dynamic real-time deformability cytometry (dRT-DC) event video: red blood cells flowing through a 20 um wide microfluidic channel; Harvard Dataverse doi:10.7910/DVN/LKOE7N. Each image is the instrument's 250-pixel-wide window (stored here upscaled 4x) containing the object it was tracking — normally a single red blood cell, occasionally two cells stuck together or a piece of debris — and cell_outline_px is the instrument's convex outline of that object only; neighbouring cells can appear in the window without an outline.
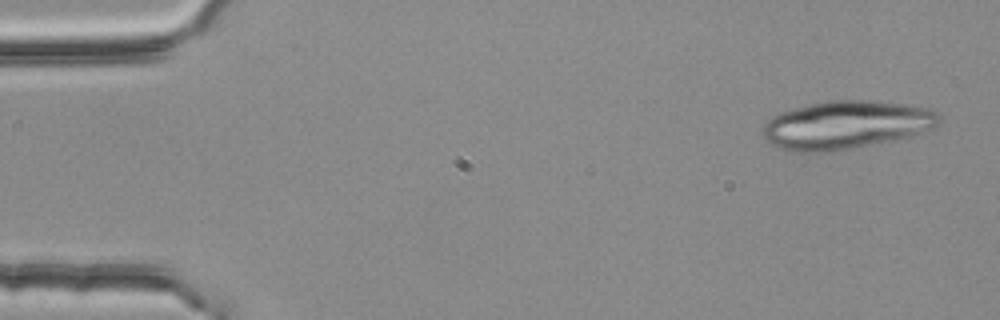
{"species": "common noctule bat (a hibernating species)", "species_latin": "Nyctalus noctula", "temperature_condition": "room temperature", "stored_images_in_passage": 4, "camera_frame_rate_fps": 3000, "um_per_image_px": 0.085, "animal": {"sex": "female", "body_mass_g": 25.1}, "frame": {"image": 1, "passage_image": 1, "time_ms": 0.0, "image_size_px": [1000, 320], "cell_outline_px": [[940, 120], [932, 128], [904, 140], [820, 152], [796, 152], [776, 148], [764, 136], [764, 124], [772, 116], [780, 112], [828, 100], [868, 100], [912, 104], [932, 108], [940, 112]], "centroid_in_image_um": [72.01, 10.61], "position_along_channel_um": 13.0, "area_um2": 49.94}}